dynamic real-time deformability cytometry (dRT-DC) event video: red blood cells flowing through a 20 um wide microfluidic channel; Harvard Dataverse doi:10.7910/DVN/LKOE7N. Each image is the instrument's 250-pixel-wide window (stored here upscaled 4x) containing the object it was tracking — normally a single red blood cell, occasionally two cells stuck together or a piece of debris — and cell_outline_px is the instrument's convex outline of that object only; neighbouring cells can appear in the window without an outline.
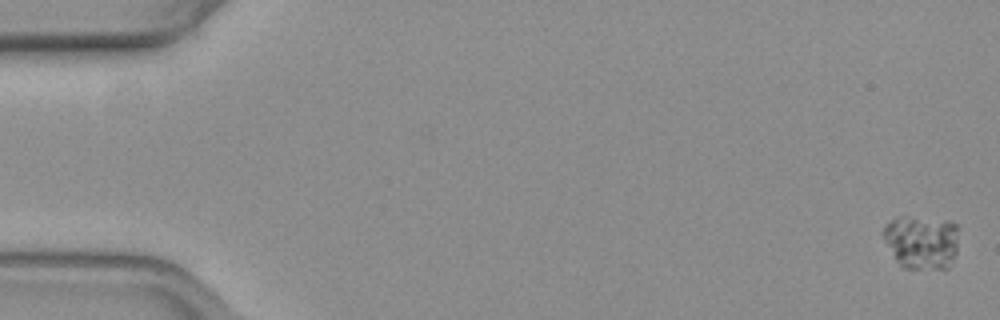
{"species": "common noctule bat (a hibernating species)", "species_latin": "Nyctalus noctula", "temperature_condition": "warm", "stored_images_in_passage": 27, "camera_frame_rate_fps": 3000, "um_per_image_px": 0.085, "animal": {"sex": "female", "body_mass_g": 19.3, "forearm_length_mm": 54.1}, "frame": {"image": 1, "passage_image": 2, "time_ms": 0.333, "image_size_px": [1000, 320], "cell_outline_px": [[956, 252], [948, 268], [904, 268], [896, 260], [880, 236], [880, 232], [896, 216], [904, 216], [948, 220], [956, 224]], "centroid_in_image_um": [78.28, 20.55], "position_along_channel_um": 6.7, "area_um2": 23.64}}
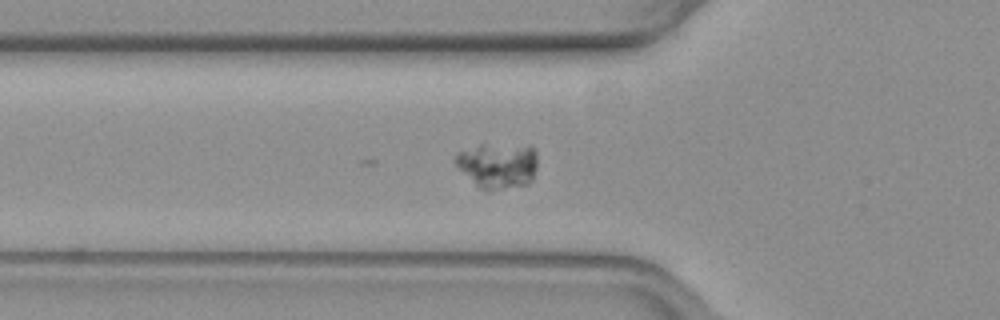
{"frame": {"image": 2, "passage_image": 22, "time_ms": 7.0, "image_size_px": [1000, 320], "cell_outline_px": [[536, 168], [532, 180], [528, 184], [488, 192], [484, 192], [452, 160], [456, 152], [480, 144], [484, 144], [532, 148], [536, 152]], "centroid_in_image_um": [42.28, 14.1], "position_along_channel_um": 83.5, "area_um2": 21.56}}
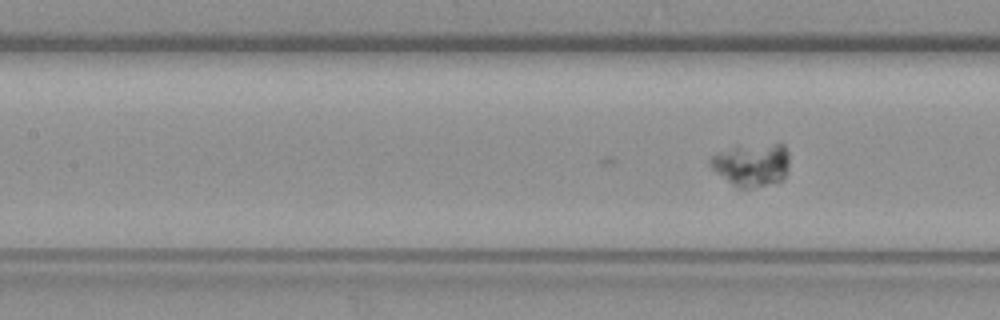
{"frame": {"image": 3, "passage_image": 27, "time_ms": 8.667, "image_size_px": [1000, 320], "cell_outline_px": [[788, 172], [780, 180], [748, 188], [740, 188], [732, 184], [716, 172], [708, 164], [708, 160], [716, 152], [736, 148], [776, 144], [784, 144], [788, 152]], "centroid_in_image_um": [63.88, 14.01], "position_along_channel_um": 143.5, "area_um2": 19.13}}